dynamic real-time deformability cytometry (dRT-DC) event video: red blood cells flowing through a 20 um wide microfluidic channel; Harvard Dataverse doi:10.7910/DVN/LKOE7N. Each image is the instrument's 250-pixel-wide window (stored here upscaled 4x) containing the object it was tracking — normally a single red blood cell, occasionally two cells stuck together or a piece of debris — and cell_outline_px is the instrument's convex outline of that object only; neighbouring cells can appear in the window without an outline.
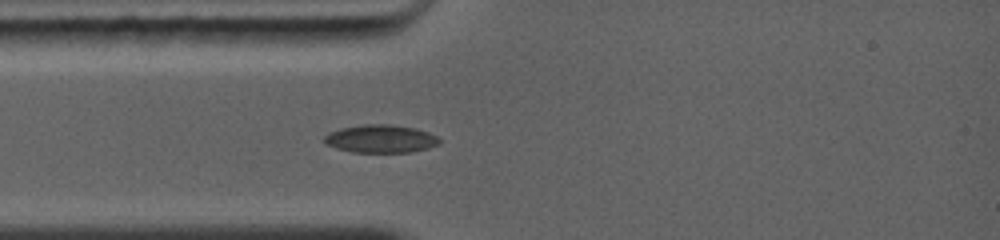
{"species": "common noctule bat (a hibernating species)", "species_latin": "Nyctalus noctula", "temperature_condition": "warm", "stored_images_in_passage": 1, "camera_frame_rate_fps": 5000, "um_per_image_px": 0.085, "animal": {"sex": "female", "body_mass_g": 19.0, "forearm_length_mm": 56.7}, "frame": {"image": 1, "passage_image": 1, "time_ms": 0.0, "image_size_px": [1000, 240], "cell_outline_px": [[440, 144], [428, 148], [412, 152], [352, 152], [336, 148], [324, 144], [324, 136], [328, 132], [340, 128], [360, 124], [392, 124], [412, 128], [428, 132], [436, 136], [440, 140]], "centroid_in_image_um": [32.32, 11.79], "position_along_channel_um": 52.7, "area_um2": 18.9}}